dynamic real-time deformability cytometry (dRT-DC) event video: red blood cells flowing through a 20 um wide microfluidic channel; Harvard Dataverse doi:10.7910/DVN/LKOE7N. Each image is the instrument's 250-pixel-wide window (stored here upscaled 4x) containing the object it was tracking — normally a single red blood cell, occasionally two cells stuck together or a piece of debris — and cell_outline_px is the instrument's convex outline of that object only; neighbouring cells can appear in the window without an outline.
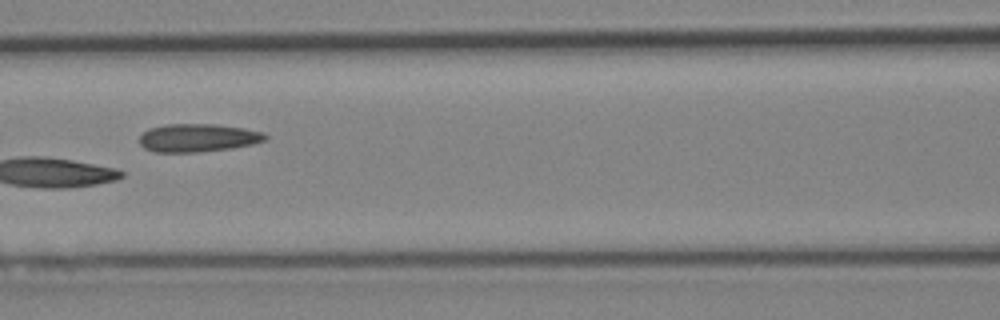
{"species": "Egyptian fruit bat (a non-hibernating species)", "species_latin": "Rousettus aegyptiacus", "temperature_condition": "cold", "stored_images_in_passage": 6, "camera_frame_rate_fps": 3000, "um_per_image_px": 0.085, "animal": {"sex": "female"}, "frame": {"image": 1, "passage_image": 6, "time_ms": 5.667, "image_size_px": [1000, 320], "cell_outline_px": [[268, 140], [252, 144], [232, 148], [200, 152], [156, 152], [144, 148], [140, 144], [140, 136], [148, 128], [168, 124], [216, 124], [244, 128], [264, 132], [268, 136]], "centroid_in_image_um": [16.85, 11.71], "position_along_channel_um": 149.7, "area_um2": 20.75}}